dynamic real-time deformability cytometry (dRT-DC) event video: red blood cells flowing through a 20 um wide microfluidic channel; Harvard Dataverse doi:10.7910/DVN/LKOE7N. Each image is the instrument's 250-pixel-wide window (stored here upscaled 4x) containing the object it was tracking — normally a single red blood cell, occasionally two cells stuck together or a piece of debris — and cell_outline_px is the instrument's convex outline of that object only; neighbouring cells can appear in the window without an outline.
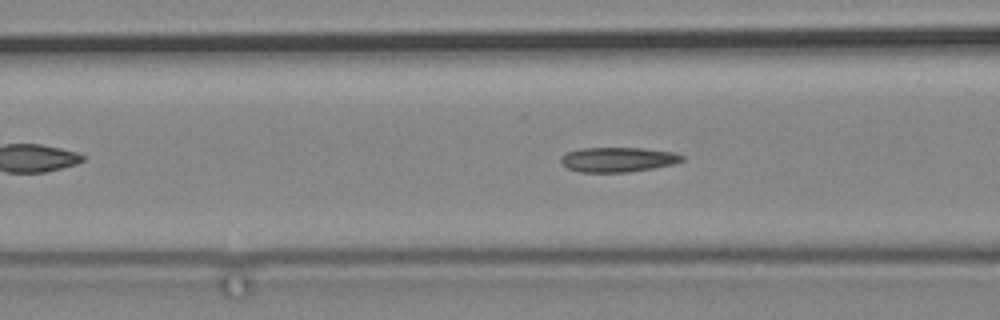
{"species": "common noctule bat (a hibernating species)", "species_latin": "Nyctalus noctula", "temperature_condition": "cold", "stored_images_in_passage": 43, "camera_frame_rate_fps": 3000, "um_per_image_px": 0.085, "animal": {"sex": "male", "body_mass_g": 19.2, "forearm_length_mm": 51.8}, "frame": {"image": 1, "passage_image": 10, "time_ms": 3.0, "image_size_px": [1000, 320], "cell_outline_px": [[684, 160], [672, 164], [652, 168], [628, 172], [580, 172], [568, 168], [560, 160], [560, 156], [568, 152], [580, 148], [644, 148], [672, 152], [684, 156]], "centroid_in_image_um": [52.51, 13.56], "position_along_channel_um": 114.1, "area_um2": 17.34}}
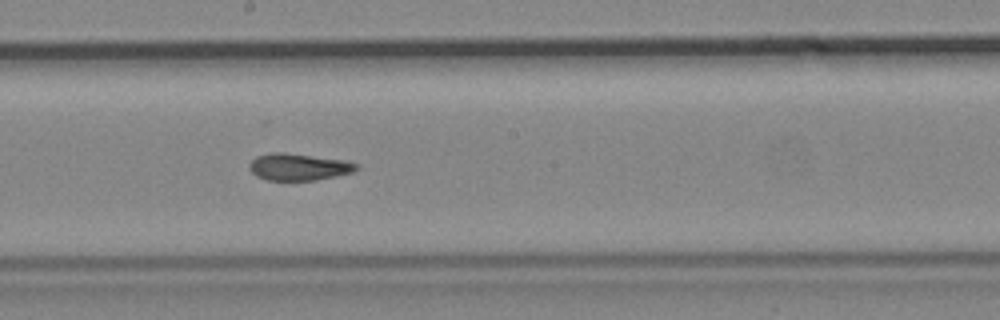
{"frame": {"image": 2, "passage_image": 20, "time_ms": 6.333, "image_size_px": [1000, 320], "cell_outline_px": [[360, 168], [352, 172], [336, 176], [316, 180], [268, 180], [256, 176], [248, 168], [248, 164], [256, 156], [272, 152], [284, 152], [344, 160], [360, 164]], "centroid_in_image_um": [25.38, 14.18], "position_along_channel_um": 222.8, "area_um2": 16.88}}
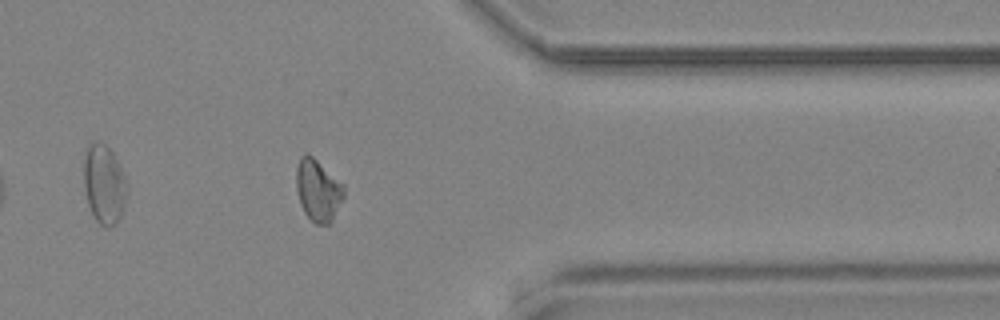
{"frame": {"image": 3, "passage_image": 36, "time_ms": 11.667, "image_size_px": [1000, 320], "cell_outline_px": [[344, 196], [332, 220], [328, 224], [316, 224], [304, 212], [300, 204], [296, 188], [296, 168], [300, 156], [304, 152], [308, 152], [344, 184]], "centroid_in_image_um": [27.02, 16.13], "position_along_channel_um": 384.4, "area_um2": 17.22}}